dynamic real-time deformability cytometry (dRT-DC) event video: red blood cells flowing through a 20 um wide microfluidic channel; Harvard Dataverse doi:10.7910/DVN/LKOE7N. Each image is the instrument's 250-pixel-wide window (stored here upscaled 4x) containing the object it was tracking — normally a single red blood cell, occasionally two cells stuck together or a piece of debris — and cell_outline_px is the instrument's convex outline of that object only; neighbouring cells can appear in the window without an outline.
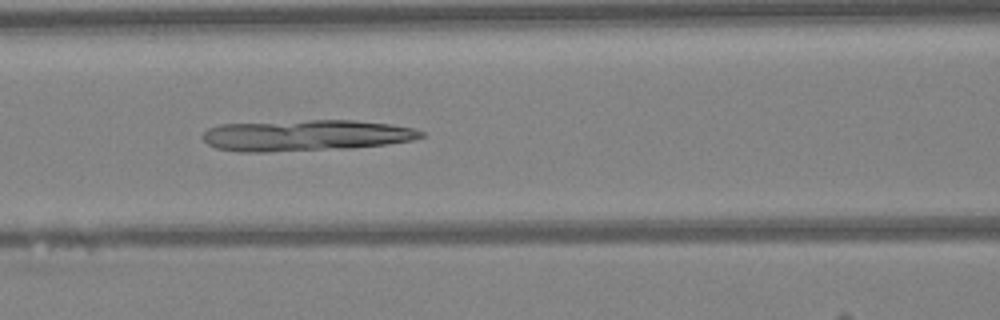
{"species": "Egyptian fruit bat (a non-hibernating species)", "species_latin": "Rousettus aegyptiacus", "temperature_condition": "warm", "stored_images_in_passage": 42, "camera_frame_rate_fps": 3000, "um_per_image_px": 0.085, "animal": {"sex": "female"}, "frame": {"image": 1, "passage_image": 15, "time_ms": 4.667, "image_size_px": [1000, 320], "cell_outline_px": [[424, 136], [412, 140], [388, 144], [352, 148], [264, 152], [236, 152], [216, 148], [208, 144], [200, 136], [208, 128], [220, 124], [308, 120], [356, 120], [388, 124], [412, 128], [424, 132]], "centroid_in_image_um": [25.96, 11.51], "position_along_channel_um": 140.6, "area_um2": 39.82}}
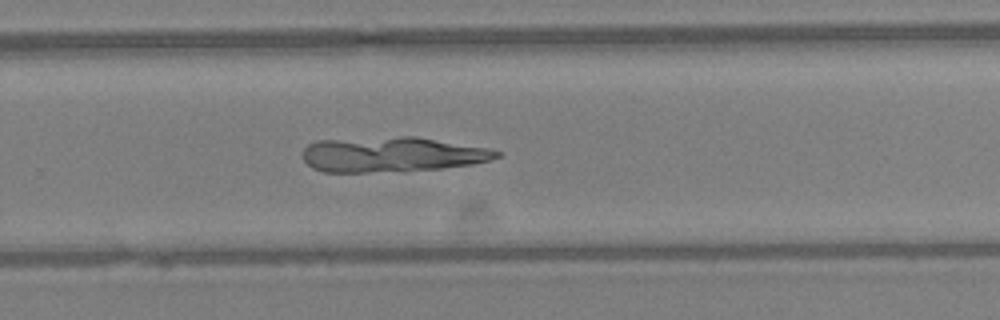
{"frame": {"image": 2, "passage_image": 26, "time_ms": 8.333, "image_size_px": [1000, 320], "cell_outline_px": [[504, 152], [500, 156], [492, 160], [472, 164], [440, 168], [368, 172], [324, 172], [312, 168], [304, 160], [304, 148], [308, 144], [316, 140], [400, 136], [416, 136], [488, 148]], "centroid_in_image_um": [33.33, 13.11], "position_along_channel_um": 296.5, "area_um2": 39.59}}
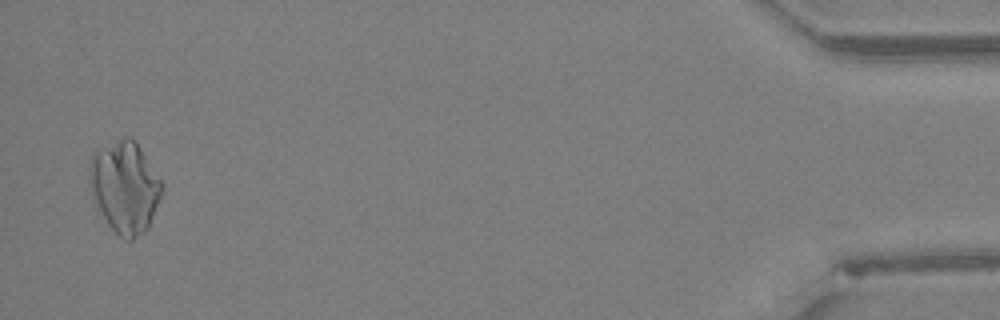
{"frame": {"image": 3, "passage_image": 41, "time_ms": 13.333, "image_size_px": [1000, 320], "cell_outline_px": [[164, 188], [160, 200], [148, 228], [144, 232], [132, 240], [124, 240], [108, 224], [92, 200], [92, 156], [96, 152], [124, 136], [132, 136], [164, 184]], "centroid_in_image_um": [10.67, 15.94], "position_along_channel_um": 424.5, "area_um2": 38.03}}